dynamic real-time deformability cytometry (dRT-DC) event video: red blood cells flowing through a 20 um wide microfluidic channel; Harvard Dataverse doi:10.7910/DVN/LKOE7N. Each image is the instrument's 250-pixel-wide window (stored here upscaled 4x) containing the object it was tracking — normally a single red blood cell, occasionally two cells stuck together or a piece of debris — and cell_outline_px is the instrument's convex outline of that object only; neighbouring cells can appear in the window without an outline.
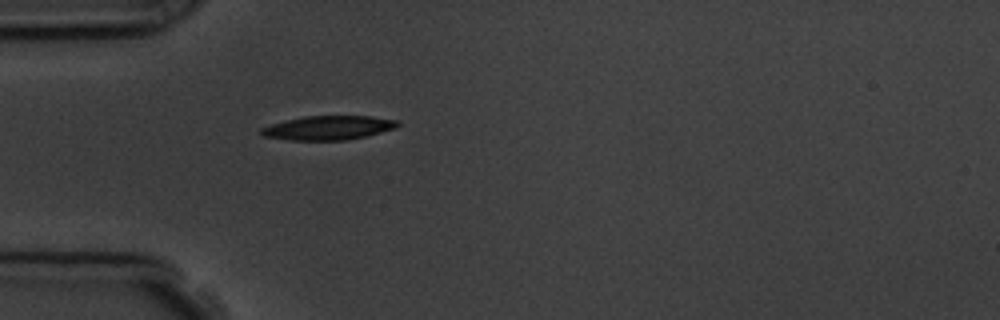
{"species": "common noctule bat (a hibernating species)", "species_latin": "Nyctalus noctula", "temperature_condition": "room temperature", "stored_images_in_passage": 1, "camera_frame_rate_fps": 3000, "um_per_image_px": 0.085, "animal": {"sex": "male", "body_mass_g": 19.5, "forearm_length_mm": 54.6}, "frame": {"image": 1, "passage_image": 1, "time_ms": 0.0, "image_size_px": [1000, 320], "cell_outline_px": [[400, 124], [396, 128], [348, 140], [288, 140], [264, 136], [260, 132], [260, 128], [272, 124], [304, 116], [372, 116], [400, 120]], "centroid_in_image_um": [27.94, 10.86], "position_along_channel_um": 57.1, "area_um2": 19.07}}